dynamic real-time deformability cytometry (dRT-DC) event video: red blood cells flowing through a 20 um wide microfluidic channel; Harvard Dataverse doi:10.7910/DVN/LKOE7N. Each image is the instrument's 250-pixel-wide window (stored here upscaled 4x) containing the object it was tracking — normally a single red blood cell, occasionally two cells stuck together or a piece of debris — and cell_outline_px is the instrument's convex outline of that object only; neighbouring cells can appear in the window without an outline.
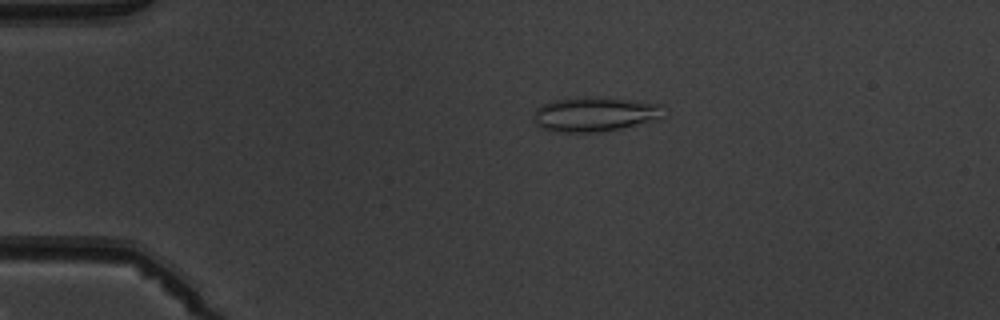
{"species": "common noctule bat (a hibernating species)", "species_latin": "Nyctalus noctula", "temperature_condition": "warm", "stored_images_in_passage": 5, "camera_frame_rate_fps": 3000, "um_per_image_px": 0.085, "animal": {"sex": "male", "body_mass_g": 19.5, "forearm_length_mm": 54.6}, "frame": {"image": 1, "passage_image": 4, "time_ms": 3.333, "image_size_px": [1000, 320], "cell_outline_px": [[660, 120], [620, 128], [592, 132], [564, 132], [540, 128], [536, 124], [532, 112], [536, 108], [544, 104], [556, 100], [588, 96], [592, 96], [628, 100], [660, 104]], "centroid_in_image_um": [50.5, 9.71], "position_along_channel_um": 34.5, "area_um2": 25.78}}